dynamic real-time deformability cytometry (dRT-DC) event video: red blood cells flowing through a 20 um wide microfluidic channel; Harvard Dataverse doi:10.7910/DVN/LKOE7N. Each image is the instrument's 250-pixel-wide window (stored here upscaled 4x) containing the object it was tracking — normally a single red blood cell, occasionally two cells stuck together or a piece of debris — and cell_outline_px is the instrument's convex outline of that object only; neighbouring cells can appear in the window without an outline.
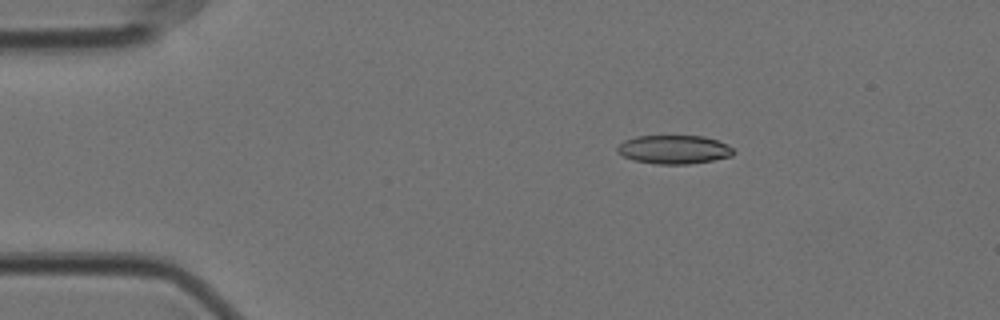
{"species": "Egyptian fruit bat (a non-hibernating species)", "species_latin": "Rousettus aegyptiacus", "temperature_condition": "cold", "stored_images_in_passage": 48, "camera_frame_rate_fps": 3000, "um_per_image_px": 0.085, "animal": {"sex": "female"}, "frame": {"image": 1, "passage_image": 1, "time_ms": 0.0, "image_size_px": [1000, 320], "cell_outline_px": [[736, 152], [732, 156], [712, 160], [688, 164], [656, 164], [636, 160], [624, 156], [616, 152], [616, 148], [624, 140], [636, 136], [704, 136], [716, 140], [732, 148]], "centroid_in_image_um": [57.28, 12.7], "position_along_channel_um": 27.7, "area_um2": 19.25}}
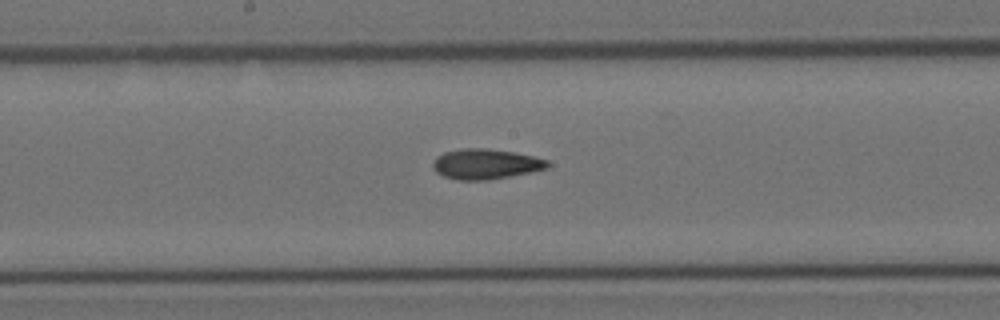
{"frame": {"image": 2, "passage_image": 21, "time_ms": 6.667, "image_size_px": [1000, 320], "cell_outline_px": [[548, 168], [488, 180], [456, 180], [444, 176], [436, 172], [432, 168], [432, 164], [436, 156], [444, 152], [464, 148], [488, 148], [512, 152], [532, 156], [548, 160]], "centroid_in_image_um": [41.22, 13.94], "position_along_channel_um": 207.0, "area_um2": 20.06}}
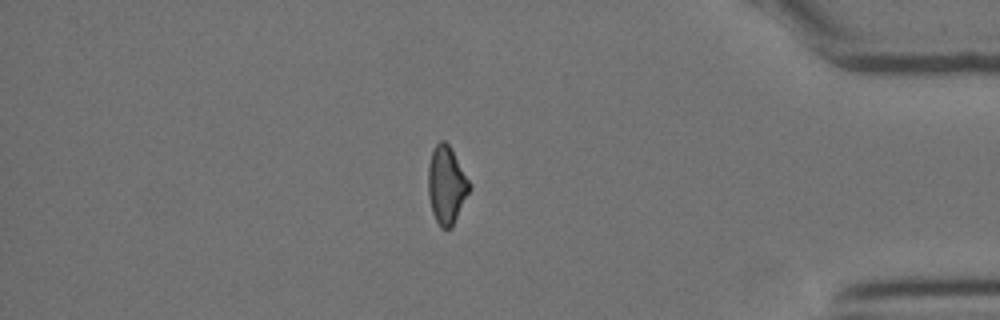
{"frame": {"image": 3, "passage_image": 40, "time_ms": 13.0, "image_size_px": [1000, 320], "cell_outline_px": [[472, 188], [452, 228], [440, 228], [432, 212], [428, 196], [428, 164], [432, 148], [440, 140], [444, 140], [452, 148], [472, 184]], "centroid_in_image_um": [37.97, 15.71], "position_along_channel_um": 397.2, "area_um2": 19.25}, "authors_computed_cell_mechanics": {"area_um2": 19.4786, "velocity_mm_per_s": 3.554, "shape_relaxation_time_tau1_ms": null, "shape_relaxation_time_tau2_ms": 4.9214, "deformation_change_tau1": null, "deformation_change_tau2": 0.1179}}